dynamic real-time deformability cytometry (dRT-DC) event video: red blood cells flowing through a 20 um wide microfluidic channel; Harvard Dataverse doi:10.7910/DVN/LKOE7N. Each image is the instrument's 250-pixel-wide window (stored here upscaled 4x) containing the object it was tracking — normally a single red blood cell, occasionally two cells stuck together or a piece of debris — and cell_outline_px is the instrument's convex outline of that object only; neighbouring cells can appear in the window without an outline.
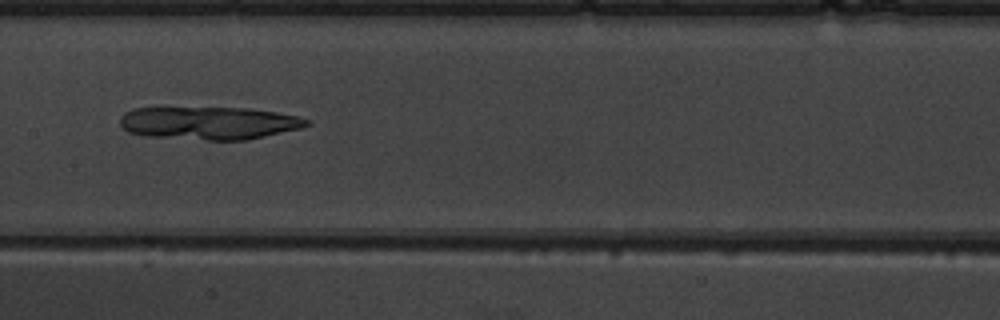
{"species": "common noctule bat (a hibernating species)", "species_latin": "Nyctalus noctula", "temperature_condition": "warm", "stored_images_in_passage": 8, "camera_frame_rate_fps": 3000, "um_per_image_px": 0.085, "animal": {"sex": "male", "body_mass_g": 19.5, "forearm_length_mm": 54.6}, "frame": {"image": 1, "passage_image": 8, "time_ms": 8.0, "image_size_px": [1000, 320], "cell_outline_px": [[312, 124], [304, 128], [248, 140], [208, 140], [144, 136], [128, 132], [120, 124], [120, 116], [124, 112], [132, 108], [248, 108], [276, 112], [300, 116], [312, 120]], "centroid_in_image_um": [17.83, 10.46], "position_along_channel_um": 189.6, "area_um2": 36.24}}